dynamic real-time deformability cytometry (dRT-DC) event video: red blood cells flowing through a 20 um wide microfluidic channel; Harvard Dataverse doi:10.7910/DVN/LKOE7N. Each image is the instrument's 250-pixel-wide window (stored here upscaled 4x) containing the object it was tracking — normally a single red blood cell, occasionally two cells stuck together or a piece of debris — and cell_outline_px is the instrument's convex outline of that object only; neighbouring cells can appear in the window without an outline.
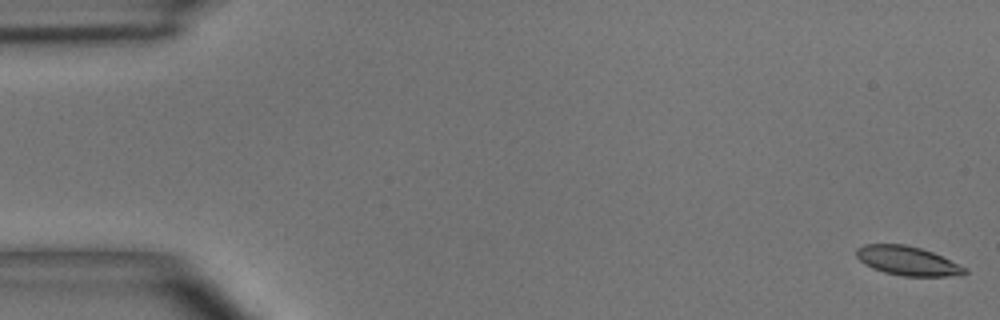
{"species": "common noctule bat (a hibernating species)", "species_latin": "Nyctalus noctula", "temperature_condition": "room temperature", "stored_images_in_passage": 4, "camera_frame_rate_fps": 3000, "um_per_image_px": 0.085, "animal": {"sex": "male", "body_mass_g": 15.6}, "frame": {"image": 1, "passage_image": 1, "time_ms": 0.0, "image_size_px": [1000, 320], "cell_outline_px": [[968, 272], [948, 276], [900, 276], [884, 272], [872, 268], [864, 264], [856, 256], [856, 248], [864, 244], [904, 244], [920, 248], [932, 252], [968, 268]], "centroid_in_image_um": [77.1, 22.17], "position_along_channel_um": 7.9, "area_um2": 18.32}}
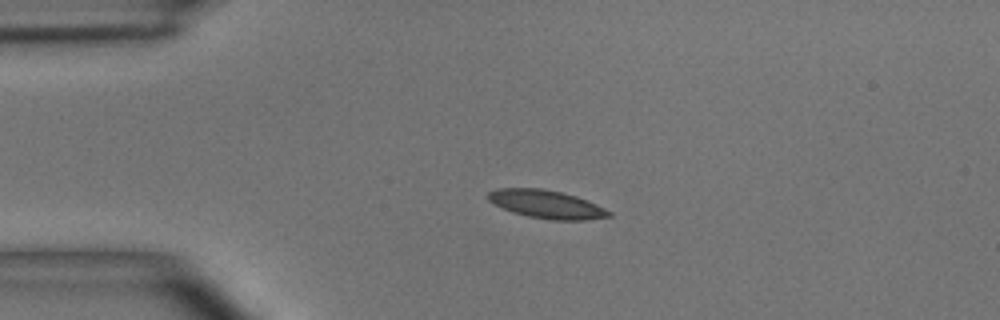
{"frame": {"image": 2, "passage_image": 4, "time_ms": 3.667, "image_size_px": [1000, 320], "cell_outline_px": [[612, 216], [584, 220], [552, 220], [528, 216], [512, 212], [488, 200], [488, 192], [500, 188], [540, 188], [560, 192], [576, 196], [596, 204], [612, 212]], "centroid_in_image_um": [46.47, 17.36], "position_along_channel_um": 38.5, "area_um2": 19.59}}